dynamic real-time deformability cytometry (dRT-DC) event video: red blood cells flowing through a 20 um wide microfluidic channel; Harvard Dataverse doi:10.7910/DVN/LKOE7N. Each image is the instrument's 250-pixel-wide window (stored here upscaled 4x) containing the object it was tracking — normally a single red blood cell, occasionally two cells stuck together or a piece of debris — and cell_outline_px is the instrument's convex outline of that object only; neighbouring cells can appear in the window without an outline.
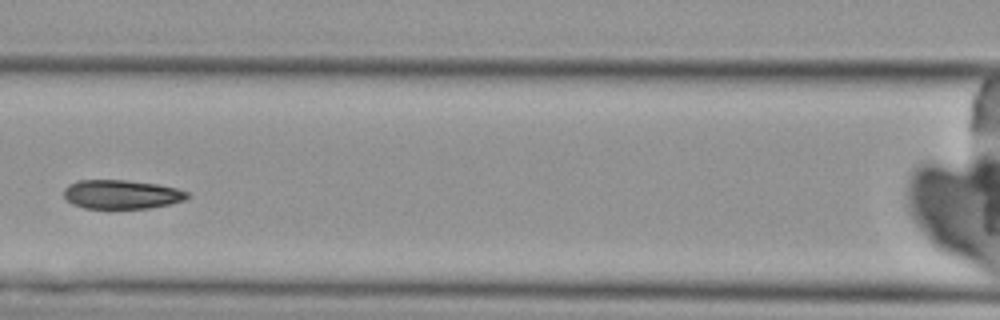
{"species": "Egyptian fruit bat (a non-hibernating species)", "species_latin": "Rousettus aegyptiacus", "temperature_condition": "cold", "stored_images_in_passage": 5, "camera_frame_rate_fps": 3000, "um_per_image_px": 0.085, "animal": {"sex": "female"}, "frame": {"image": 1, "passage_image": 4, "time_ms": 3.333, "image_size_px": [1000, 320], "cell_outline_px": [[188, 196], [184, 200], [168, 204], [148, 208], [84, 208], [72, 204], [64, 196], [64, 188], [68, 184], [80, 180], [124, 180], [156, 184], [176, 188], [188, 192]], "centroid_in_image_um": [10.29, 16.52], "position_along_channel_um": 156.3, "area_um2": 20.63}}